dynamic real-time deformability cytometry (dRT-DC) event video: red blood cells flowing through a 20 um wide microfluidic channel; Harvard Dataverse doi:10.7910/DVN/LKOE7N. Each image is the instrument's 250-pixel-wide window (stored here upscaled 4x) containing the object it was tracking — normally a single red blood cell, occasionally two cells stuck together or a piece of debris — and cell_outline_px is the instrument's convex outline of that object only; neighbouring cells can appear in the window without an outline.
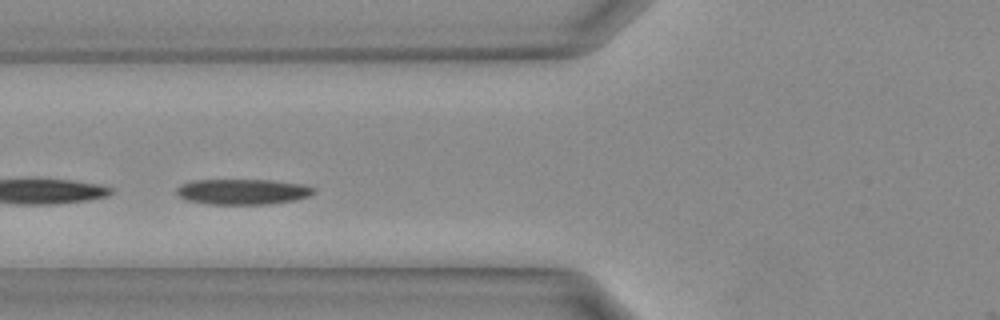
{"species": "Egyptian fruit bat (a non-hibernating species)", "species_latin": "Rousettus aegyptiacus", "temperature_condition": "warm", "stored_images_in_passage": 27, "camera_frame_rate_fps": 3000, "um_per_image_px": 0.085, "animal": {"sex": "female"}, "frame": {"image": 1, "passage_image": 8, "time_ms": 2.333, "image_size_px": [1000, 320], "cell_outline_px": [[316, 192], [308, 196], [296, 200], [268, 204], [208, 204], [188, 200], [180, 196], [176, 192], [176, 188], [192, 180], [272, 180], [304, 184], [316, 188]], "centroid_in_image_um": [20.69, 16.29], "position_along_channel_um": 105.1, "area_um2": 20.4}}